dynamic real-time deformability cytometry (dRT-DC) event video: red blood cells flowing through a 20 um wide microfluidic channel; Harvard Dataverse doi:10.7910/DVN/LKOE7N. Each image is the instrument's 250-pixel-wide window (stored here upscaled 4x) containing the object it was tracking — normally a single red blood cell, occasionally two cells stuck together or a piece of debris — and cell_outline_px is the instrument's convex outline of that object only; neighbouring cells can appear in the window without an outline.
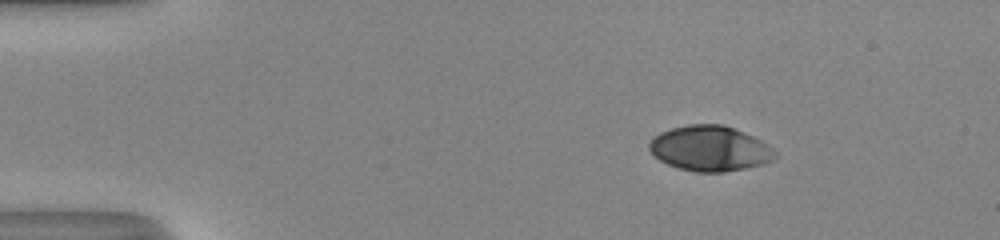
{"species": "human", "species_latin": "Homo sapiens", "temperature_condition": "room temperature", "stored_images_in_passage": 45, "camera_frame_rate_fps": 3000, "um_per_image_px": 0.085, "donor": {"sex": "male"}, "frame": {"image": 1, "passage_image": 1, "time_ms": 0.0, "image_size_px": [1000, 240], "cell_outline_px": [[776, 156], [772, 160], [760, 164], [744, 168], [724, 172], [696, 172], [680, 168], [668, 164], [660, 160], [648, 148], [648, 144], [660, 132], [672, 128], [688, 124], [724, 124], [744, 132], [768, 144], [776, 152]], "centroid_in_image_um": [60.35, 12.61], "position_along_channel_um": 24.7, "area_um2": 32.89}}
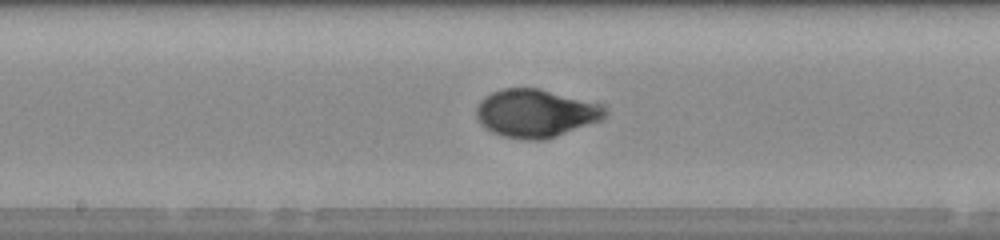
{"frame": {"image": 2, "passage_image": 21, "time_ms": 6.667, "image_size_px": [1000, 240], "cell_outline_px": [[608, 112], [600, 120], [556, 136], [544, 140], [524, 140], [504, 136], [492, 132], [480, 124], [476, 116], [476, 108], [480, 100], [484, 96], [492, 92], [504, 88], [540, 88], [592, 104], [604, 108]], "centroid_in_image_um": [45.42, 9.64], "position_along_channel_um": 202.8, "area_um2": 35.32}}
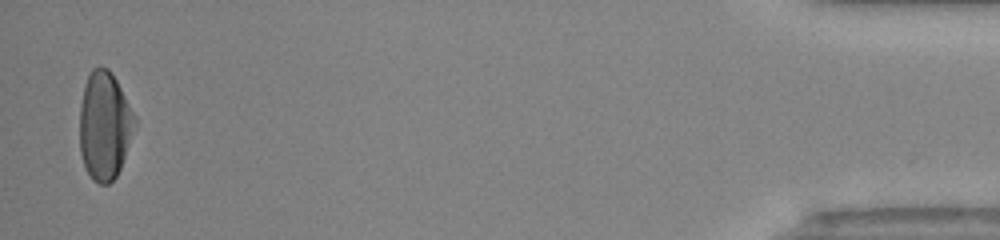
{"frame": {"image": 3, "passage_image": 44, "time_ms": 14.333, "image_size_px": [1000, 240], "cell_outline_px": [[136, 124], [120, 168], [116, 176], [108, 184], [100, 184], [92, 180], [84, 164], [80, 152], [80, 104], [84, 84], [92, 68], [100, 64], [108, 68], [112, 72], [136, 116]], "centroid_in_image_um": [8.88, 10.63], "position_along_channel_um": 426.3, "area_um2": 34.85}, "authors_computed_cell_mechanics": {"area_um2": 34.391, "velocity_mm_per_s": 4.0562, "shape_relaxation_time_tau1_ms": 3.4273, "shape_relaxation_time_tau2_ms": null, "deformation_change_tau1": 0.1946, "deformation_change_tau2": null}}